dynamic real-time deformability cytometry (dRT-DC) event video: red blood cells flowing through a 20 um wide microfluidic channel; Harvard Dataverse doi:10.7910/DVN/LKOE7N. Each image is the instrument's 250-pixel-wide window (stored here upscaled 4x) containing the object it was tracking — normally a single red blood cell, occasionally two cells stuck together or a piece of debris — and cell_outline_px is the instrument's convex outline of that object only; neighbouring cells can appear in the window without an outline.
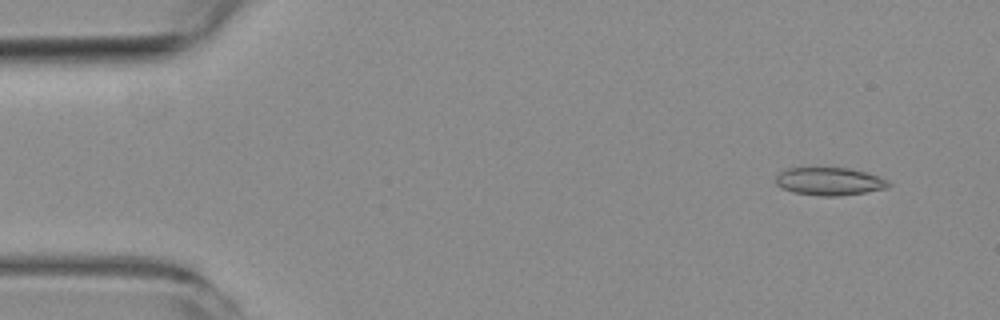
{"species": "common noctule bat (a hibernating species)", "species_latin": "Nyctalus noctula", "temperature_condition": "room temperature", "stored_images_in_passage": 6, "camera_frame_rate_fps": 3000, "um_per_image_px": 0.085, "animal": {"sex": "female", "body_mass_g": 19.3, "forearm_length_mm": 54.1}, "frame": {"image": 1, "passage_image": 1, "time_ms": 0.0, "image_size_px": [1000, 320], "cell_outline_px": [[892, 184], [888, 188], [864, 192], [836, 196], [820, 196], [792, 192], [776, 184], [776, 176], [780, 172], [788, 168], [848, 168], [880, 176], [888, 180]], "centroid_in_image_um": [70.53, 15.42], "position_along_channel_um": 14.5, "area_um2": 18.21}}
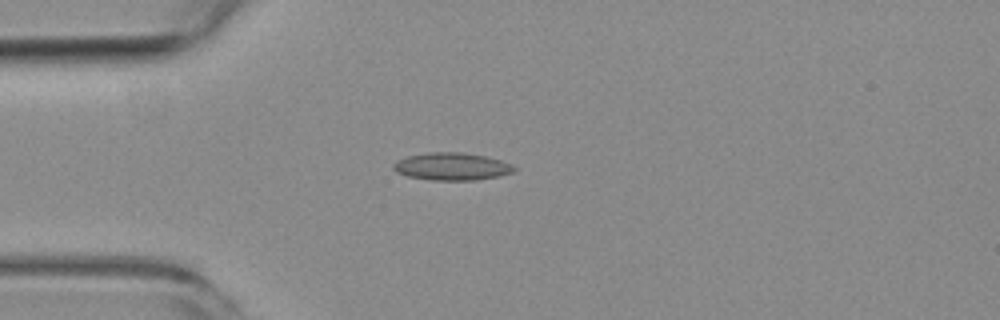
{"frame": {"image": 2, "passage_image": 4, "time_ms": 3.333, "image_size_px": [1000, 320], "cell_outline_px": [[516, 168], [512, 172], [500, 176], [476, 180], [432, 180], [408, 176], [396, 172], [392, 168], [392, 164], [396, 160], [408, 156], [428, 152], [460, 152], [484, 156], [500, 160], [512, 164]], "centroid_in_image_um": [38.38, 14.15], "position_along_channel_um": 46.6, "area_um2": 19.36}}
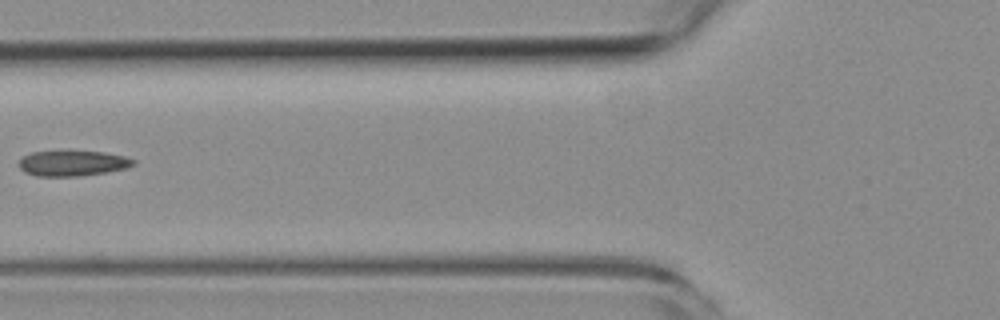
{"frame": {"image": 3, "passage_image": 6, "time_ms": 5.667, "image_size_px": [1000, 320], "cell_outline_px": [[136, 164], [128, 168], [108, 172], [80, 176], [36, 176], [24, 172], [16, 164], [24, 156], [32, 152], [68, 148], [104, 152], [124, 156], [136, 160]], "centroid_in_image_um": [6.17, 13.83], "position_along_channel_um": 119.6, "area_um2": 17.98}}